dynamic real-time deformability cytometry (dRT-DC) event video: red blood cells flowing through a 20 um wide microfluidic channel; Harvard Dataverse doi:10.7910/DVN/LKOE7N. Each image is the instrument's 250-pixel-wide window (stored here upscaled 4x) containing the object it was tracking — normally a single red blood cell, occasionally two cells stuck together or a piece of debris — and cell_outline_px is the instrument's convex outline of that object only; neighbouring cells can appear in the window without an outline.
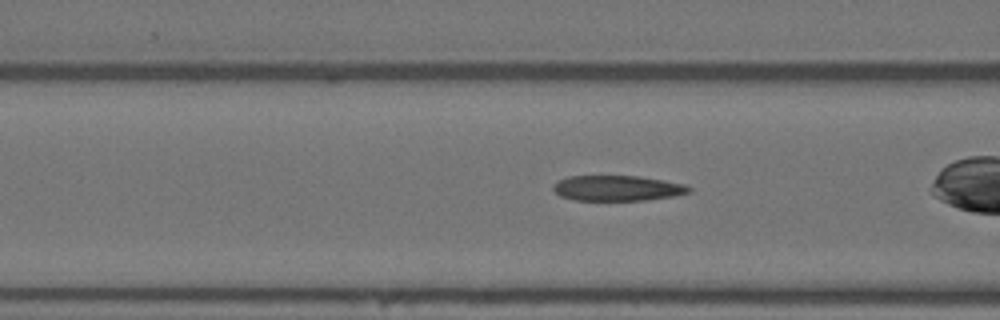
{"species": "Egyptian fruit bat (a non-hibernating species)", "species_latin": "Rousettus aegyptiacus", "temperature_condition": "warm", "stored_images_in_passage": 32, "camera_frame_rate_fps": 3000, "um_per_image_px": 0.085, "animal": {"sex": "female"}, "frame": {"image": 1, "passage_image": 10, "time_ms": 3.0, "image_size_px": [1000, 320], "cell_outline_px": [[692, 192], [676, 196], [648, 200], [576, 200], [560, 196], [552, 188], [552, 184], [568, 176], [640, 176], [684, 184], [692, 188]], "centroid_in_image_um": [52.51, 16.0], "position_along_channel_um": 114.1, "area_um2": 20.17}}
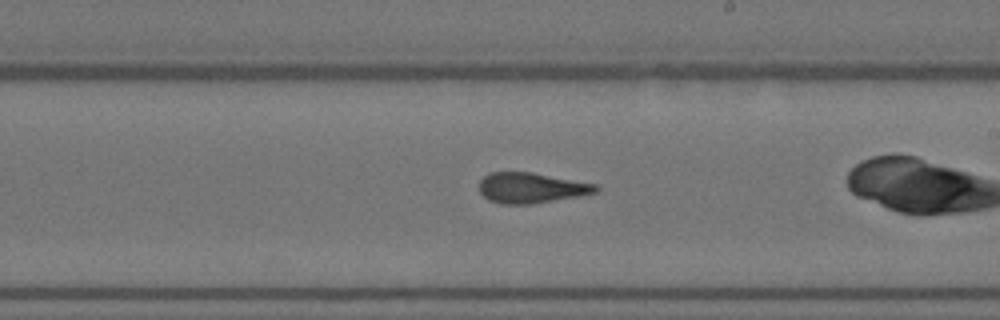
{"frame": {"image": 2, "passage_image": 21, "time_ms": 6.667, "image_size_px": [1000, 320], "cell_outline_px": [[600, 188], [596, 192], [576, 196], [532, 204], [504, 204], [488, 200], [480, 192], [480, 180], [488, 172], [532, 172], [596, 184]], "centroid_in_image_um": [45.12, 15.96], "position_along_channel_um": 243.9, "area_um2": 20.52}}
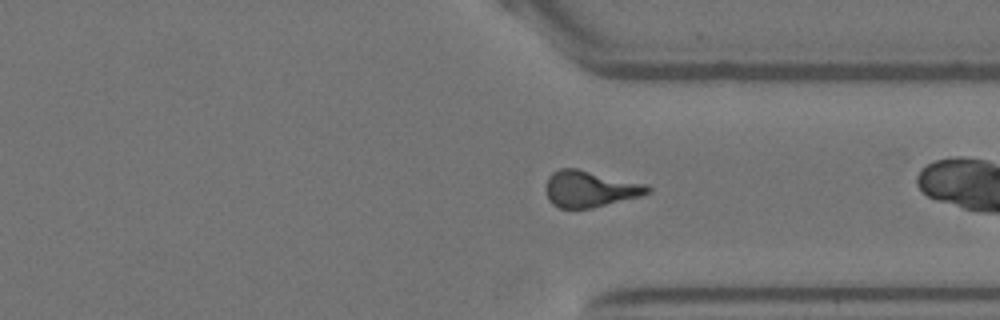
{"frame": {"image": 3, "passage_image": 31, "time_ms": 10.0, "image_size_px": [1000, 320], "cell_outline_px": [[652, 192], [640, 196], [588, 208], [560, 208], [552, 204], [548, 200], [544, 188], [548, 176], [552, 172], [560, 168], [576, 168], [648, 184], [652, 188]], "centroid_in_image_um": [50.12, 16.04], "position_along_channel_um": 361.3, "area_um2": 21.68}}